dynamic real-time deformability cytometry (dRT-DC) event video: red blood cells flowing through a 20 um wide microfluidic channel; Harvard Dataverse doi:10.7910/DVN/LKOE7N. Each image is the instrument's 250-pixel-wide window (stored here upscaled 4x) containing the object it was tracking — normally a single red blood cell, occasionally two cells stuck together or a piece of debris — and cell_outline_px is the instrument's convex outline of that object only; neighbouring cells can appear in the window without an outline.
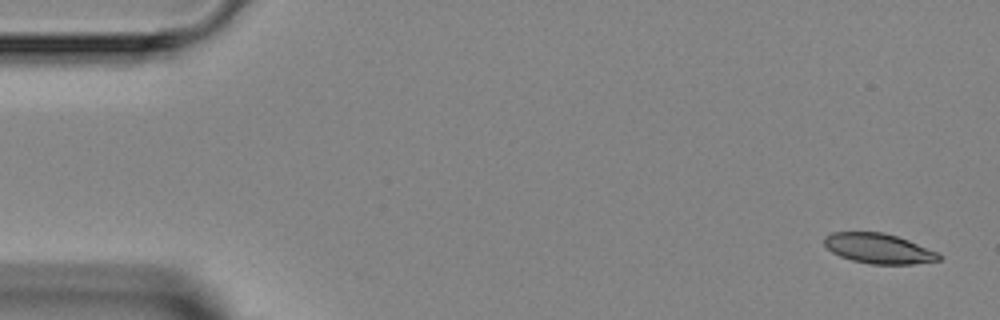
{"species": "Egyptian fruit bat (a non-hibernating species)", "species_latin": "Rousettus aegyptiacus", "temperature_condition": "room temperature", "stored_images_in_passage": 4, "camera_frame_rate_fps": 3000, "um_per_image_px": 0.085, "animal": {"sex": "female"}, "frame": {"image": 1, "passage_image": 1, "time_ms": 0.0, "image_size_px": [1000, 320], "cell_outline_px": [[940, 260], [912, 264], [872, 264], [852, 260], [840, 256], [832, 252], [824, 244], [824, 236], [832, 232], [884, 232], [908, 240], [940, 252]], "centroid_in_image_um": [74.69, 21.11], "position_along_channel_um": 10.3, "area_um2": 20.06}}
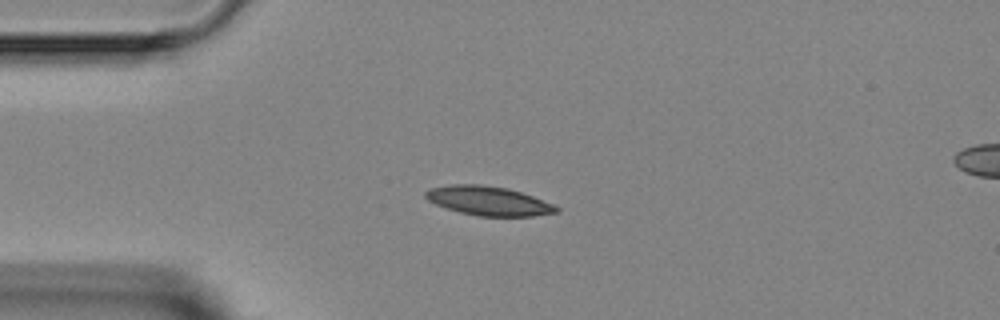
{"frame": {"image": 2, "passage_image": 4, "time_ms": 3.333, "image_size_px": [1000, 320], "cell_outline_px": [[560, 212], [532, 216], [480, 216], [460, 212], [436, 204], [428, 200], [424, 196], [424, 192], [428, 188], [448, 184], [480, 184], [508, 188], [532, 196], [552, 204], [560, 208]], "centroid_in_image_um": [41.5, 17.06], "position_along_channel_um": 43.5, "area_um2": 22.2}}